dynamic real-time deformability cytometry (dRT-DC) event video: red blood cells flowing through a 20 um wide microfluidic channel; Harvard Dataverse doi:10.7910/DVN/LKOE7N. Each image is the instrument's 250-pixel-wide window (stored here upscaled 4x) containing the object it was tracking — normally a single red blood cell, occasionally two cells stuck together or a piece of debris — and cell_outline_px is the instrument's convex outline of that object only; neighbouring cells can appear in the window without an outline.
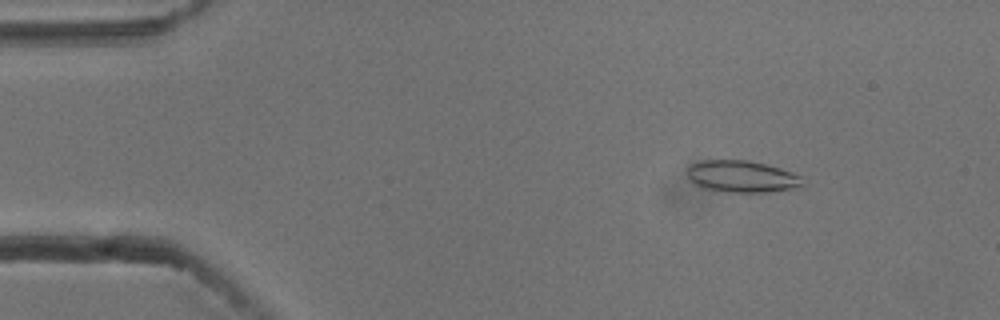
{"species": "common noctule bat (a hibernating species)", "species_latin": "Nyctalus noctula", "temperature_condition": "cold", "stored_images_in_passage": 54, "camera_frame_rate_fps": 3000, "um_per_image_px": 0.085, "animal": {"sex": "male", "body_mass_g": 13.3}, "frame": {"image": 1, "passage_image": 7, "time_ms": 2.0, "image_size_px": [1000, 320], "cell_outline_px": [[804, 184], [796, 188], [768, 192], [732, 192], [700, 188], [688, 180], [688, 168], [692, 164], [700, 160], [748, 160], [780, 168], [800, 176]], "centroid_in_image_um": [63.02, 15.01], "position_along_channel_um": 22.0, "area_um2": 21.39}}
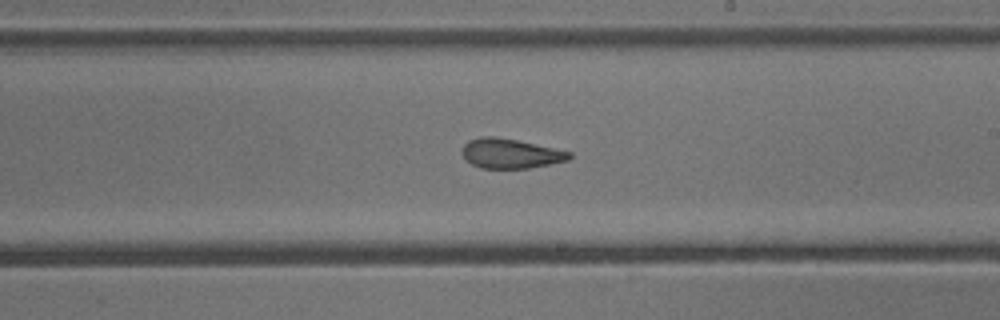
{"frame": {"image": 2, "passage_image": 31, "time_ms": 10.0, "image_size_px": [1000, 320], "cell_outline_px": [[572, 156], [568, 160], [552, 164], [528, 168], [480, 168], [472, 164], [460, 152], [464, 144], [468, 140], [480, 136], [492, 136], [516, 140], [572, 152]], "centroid_in_image_um": [43.38, 13.05], "position_along_channel_um": 245.6, "area_um2": 18.5}}
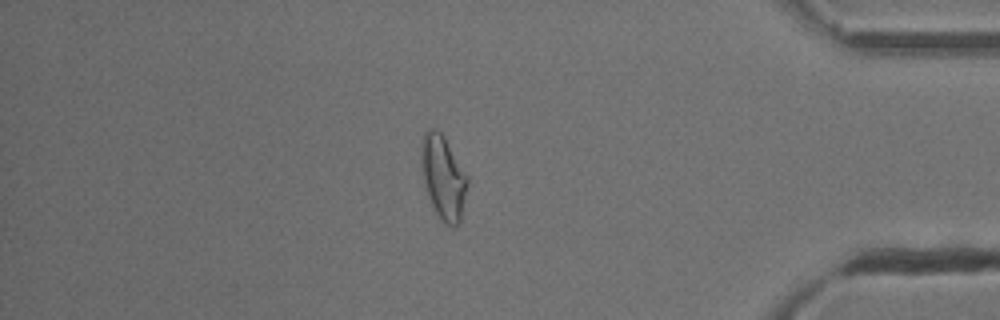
{"frame": {"image": 3, "passage_image": 46, "time_ms": 15.0, "image_size_px": [1000, 320], "cell_outline_px": [[468, 184], [460, 220], [456, 228], [452, 228], [444, 224], [436, 216], [428, 196], [424, 184], [420, 160], [420, 148], [424, 132], [428, 128], [436, 128], [444, 136], [468, 176]], "centroid_in_image_um": [37.66, 15.09], "position_along_channel_um": 397.5, "area_um2": 23.0}, "authors_computed_cell_mechanics": {"area_um2": 20.6057, "velocity_mm_per_s": 3.7687, "shape_relaxation_time_tau1_ms": 8.6382, "shape_relaxation_time_tau2_ms": 2.1216, "deformation_change_tau1": 0.183, "deformation_change_tau2": 0.0934}}